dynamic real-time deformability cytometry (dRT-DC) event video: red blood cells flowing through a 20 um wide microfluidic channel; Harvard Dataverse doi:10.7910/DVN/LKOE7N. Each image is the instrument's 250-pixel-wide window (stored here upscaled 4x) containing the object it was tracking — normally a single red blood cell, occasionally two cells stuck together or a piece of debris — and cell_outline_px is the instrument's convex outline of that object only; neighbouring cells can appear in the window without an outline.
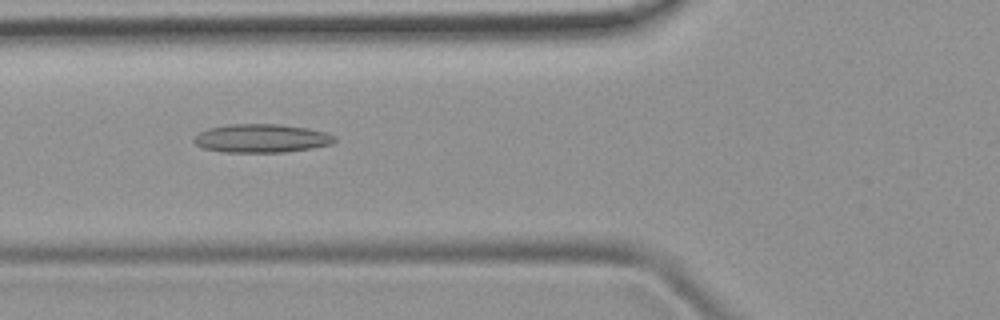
{"species": "common noctule bat (a hibernating species)", "species_latin": "Nyctalus noctula", "temperature_condition": "room temperature", "stored_images_in_passage": 49, "camera_frame_rate_fps": 3000, "um_per_image_px": 0.085, "animal": {"sex": "female", "body_mass_g": 19.9}, "frame": {"image": 1, "passage_image": 18, "time_ms": 5.667, "image_size_px": [1000, 320], "cell_outline_px": [[336, 140], [332, 144], [312, 148], [284, 152], [224, 152], [204, 148], [196, 144], [192, 140], [200, 132], [208, 128], [228, 124], [280, 124], [308, 128], [324, 132], [336, 136]], "centroid_in_image_um": [22.24, 11.75], "position_along_channel_um": 103.6, "area_um2": 23.35}}
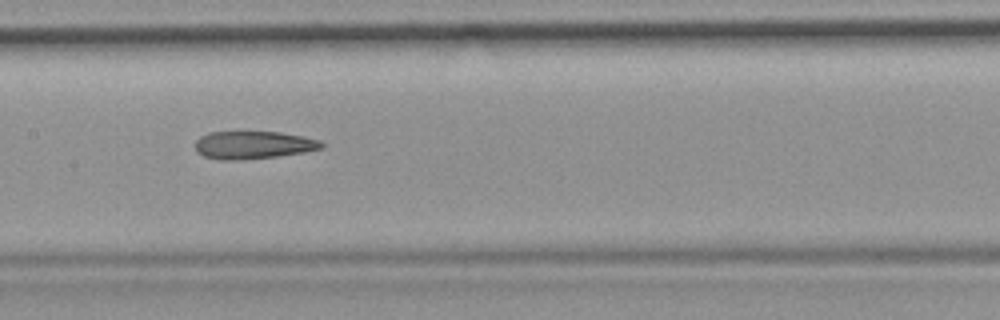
{"frame": {"image": 2, "passage_image": 24, "time_ms": 7.667, "image_size_px": [1000, 320], "cell_outline_px": [[324, 148], [304, 152], [276, 156], [236, 160], [224, 160], [204, 156], [196, 152], [196, 140], [200, 136], [208, 132], [280, 132], [304, 136], [320, 140], [324, 144]], "centroid_in_image_um": [21.54, 12.31], "position_along_channel_um": 185.9, "area_um2": 20.4}}
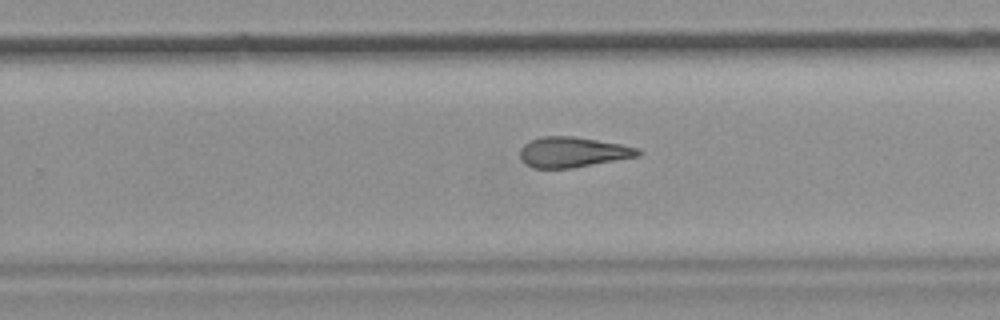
{"frame": {"image": 3, "passage_image": 31, "time_ms": 10.0, "image_size_px": [1000, 320], "cell_outline_px": [[644, 152], [640, 156], [572, 168], [532, 168], [524, 164], [520, 160], [520, 148], [524, 144], [540, 136], [572, 136], [620, 144], [640, 148]], "centroid_in_image_um": [48.68, 12.94], "position_along_channel_um": 281.1, "area_um2": 21.04}}